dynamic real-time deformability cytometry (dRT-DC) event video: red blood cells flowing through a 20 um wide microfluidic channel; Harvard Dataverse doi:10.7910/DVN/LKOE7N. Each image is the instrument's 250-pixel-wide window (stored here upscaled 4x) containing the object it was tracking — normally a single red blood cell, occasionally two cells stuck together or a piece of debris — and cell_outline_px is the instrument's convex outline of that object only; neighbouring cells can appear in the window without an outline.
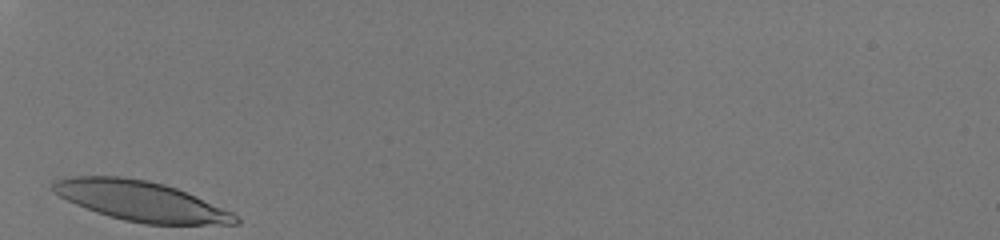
{"species": "human", "species_latin": "Homo sapiens", "temperature_condition": "room temperature", "stored_images_in_passage": 13, "camera_frame_rate_fps": 3000, "um_per_image_px": 0.085, "donor": {"sex": "male"}, "frame": {"image": 1, "passage_image": 1, "time_ms": 0.0, "image_size_px": [1000, 240], "cell_outline_px": [[240, 224], [144, 224], [124, 220], [108, 216], [96, 212], [76, 204], [52, 192], [52, 184], [56, 180], [72, 176], [120, 176], [148, 180], [164, 184], [176, 188], [232, 212], [240, 220]], "centroid_in_image_um": [11.95, 17.09], "position_along_channel_um": 73.1, "area_um2": 42.14}}
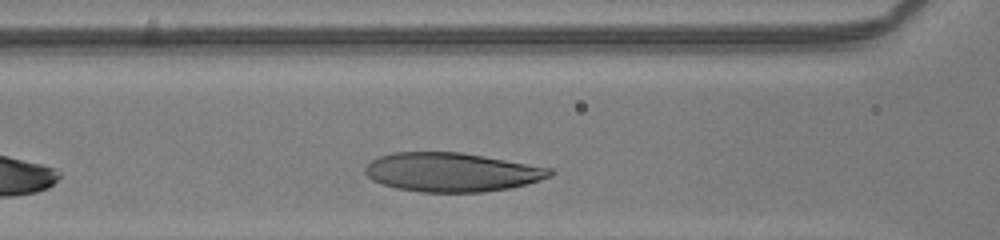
{"frame": {"image": 2, "passage_image": 6, "time_ms": 1.667, "image_size_px": [1000, 240], "cell_outline_px": [[556, 172], [552, 176], [528, 184], [508, 188], [480, 192], [420, 192], [396, 188], [372, 180], [364, 172], [364, 168], [372, 160], [380, 156], [392, 152], [460, 152], [484, 156], [552, 168]], "centroid_in_image_um": [38.41, 14.63], "position_along_channel_um": 128.2, "area_um2": 41.96}}